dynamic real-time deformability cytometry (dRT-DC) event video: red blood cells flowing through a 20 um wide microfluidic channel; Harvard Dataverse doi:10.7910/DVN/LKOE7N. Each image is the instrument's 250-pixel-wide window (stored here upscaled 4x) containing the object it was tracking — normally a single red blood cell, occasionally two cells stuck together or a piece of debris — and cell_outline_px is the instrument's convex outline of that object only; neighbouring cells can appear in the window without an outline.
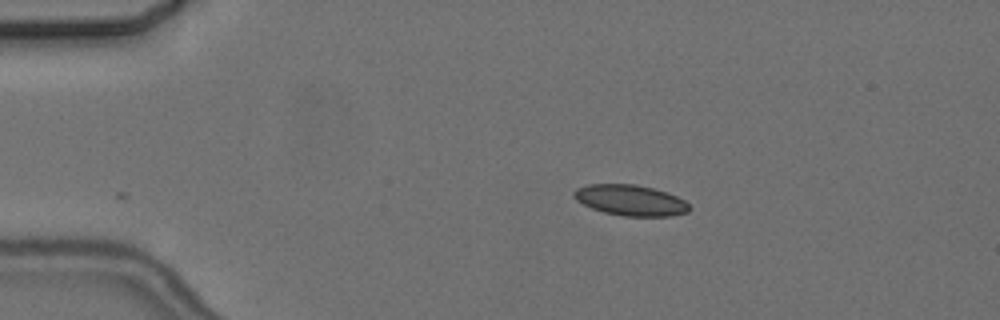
{"species": "common noctule bat (a hibernating species)", "species_latin": "Nyctalus noctula", "temperature_condition": "cold", "stored_images_in_passage": 2, "camera_frame_rate_fps": 3000, "um_per_image_px": 0.085, "animal": {"sex": "female", "body_mass_g": 24.6, "forearm_length_mm": 56.2}, "frame": {"image": 1, "passage_image": 2, "time_ms": 1.0, "image_size_px": [1000, 320], "cell_outline_px": [[692, 208], [688, 212], [672, 216], [624, 216], [604, 212], [592, 208], [576, 200], [572, 196], [572, 192], [576, 188], [588, 184], [636, 184], [668, 192], [684, 200]], "centroid_in_image_um": [53.59, 17.02], "position_along_channel_um": 31.4, "area_um2": 20.81}}